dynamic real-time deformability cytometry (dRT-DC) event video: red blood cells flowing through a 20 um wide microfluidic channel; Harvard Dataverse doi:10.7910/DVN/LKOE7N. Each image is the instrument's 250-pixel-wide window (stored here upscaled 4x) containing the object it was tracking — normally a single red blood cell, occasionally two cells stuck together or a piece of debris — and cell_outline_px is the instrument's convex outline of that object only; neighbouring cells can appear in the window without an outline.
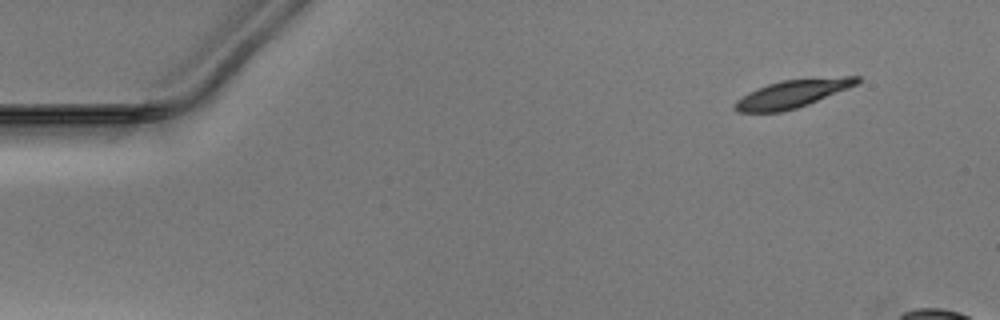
{"species": "Egyptian fruit bat (a non-hibernating species)", "species_latin": "Rousettus aegyptiacus", "temperature_condition": "warm", "stored_images_in_passage": 11, "camera_frame_rate_fps": 3000, "um_per_image_px": 0.085, "animal": {"sex": "male"}, "frame": {"image": 1, "passage_image": 1, "time_ms": 0.0, "image_size_px": [1000, 320], "cell_outline_px": [[860, 80], [856, 84], [848, 88], [808, 104], [796, 108], [780, 112], [736, 112], [732, 108], [732, 104], [736, 100], [748, 92], [756, 88], [768, 84], [784, 80], [844, 76], [860, 76]], "centroid_in_image_um": [67.29, 7.97], "position_along_channel_um": 17.7, "area_um2": 19.77}}